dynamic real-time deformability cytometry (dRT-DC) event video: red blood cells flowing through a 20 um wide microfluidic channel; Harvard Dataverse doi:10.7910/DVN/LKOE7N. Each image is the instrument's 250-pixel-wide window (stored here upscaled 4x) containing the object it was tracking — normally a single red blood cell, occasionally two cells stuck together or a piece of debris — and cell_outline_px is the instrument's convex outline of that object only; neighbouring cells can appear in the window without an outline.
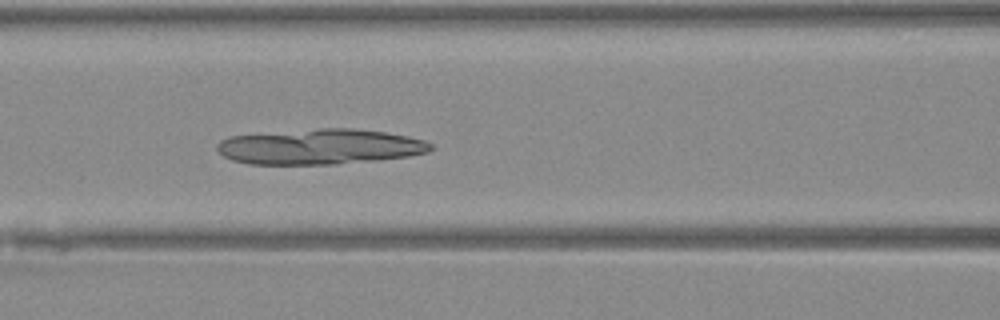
{"species": "Egyptian fruit bat (a non-hibernating species)", "species_latin": "Rousettus aegyptiacus", "temperature_condition": "warm", "stored_images_in_passage": 46, "segment_of_instrument_passage": [1, 2], "camera_frame_rate_fps": 3000, "um_per_image_px": 0.085, "animal": {"sex": "female"}, "frame": {"image": 1, "passage_image": 18, "time_ms": 5.667, "image_size_px": [1000, 320], "cell_outline_px": [[432, 148], [428, 152], [408, 156], [380, 160], [336, 164], [248, 164], [232, 160], [224, 156], [216, 148], [216, 144], [220, 140], [232, 136], [320, 128], [352, 128], [388, 132], [424, 140], [432, 144]], "centroid_in_image_um": [27.22, 12.47], "position_along_channel_um": 139.4, "area_um2": 43.99}}
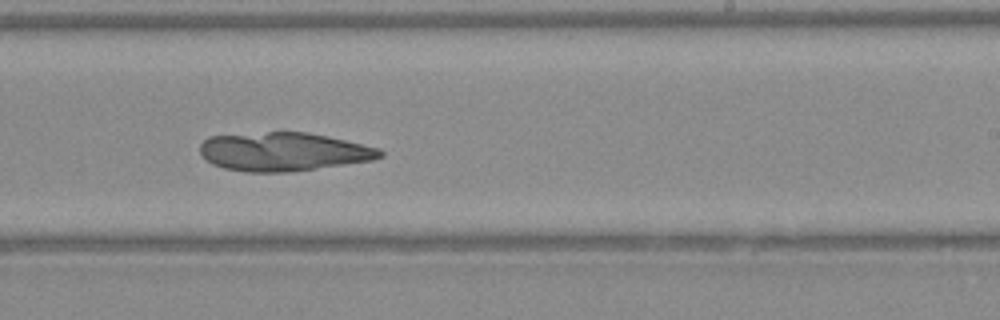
{"frame": {"image": 2, "passage_image": 27, "time_ms": 8.667, "image_size_px": [1000, 320], "cell_outline_px": [[384, 156], [372, 160], [288, 172], [244, 172], [224, 168], [212, 164], [204, 160], [200, 152], [200, 144], [208, 136], [268, 132], [308, 132], [328, 136], [380, 148], [384, 152]], "centroid_in_image_um": [24.07, 12.89], "position_along_channel_um": 264.9, "area_um2": 40.58}}
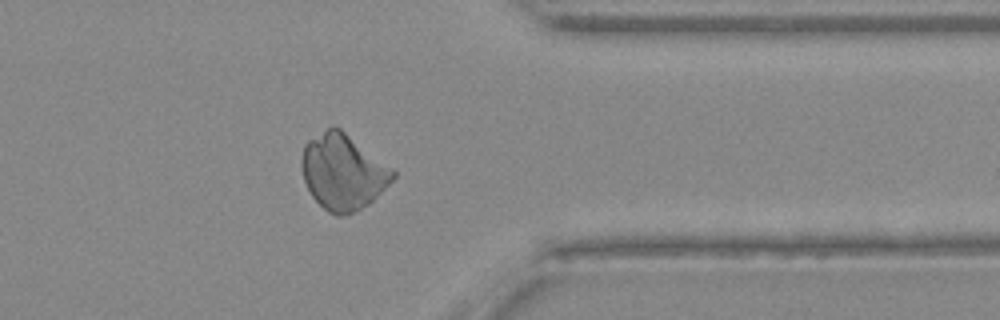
{"frame": {"image": 3, "passage_image": 36, "time_ms": 11.667, "image_size_px": [1000, 320], "cell_outline_px": [[396, 176], [368, 204], [348, 216], [336, 216], [328, 212], [312, 196], [304, 180], [300, 164], [300, 160], [304, 144], [308, 140], [332, 124], [340, 128], [392, 168], [396, 172]], "centroid_in_image_um": [29.11, 14.61], "position_along_channel_um": 382.3, "area_um2": 40.11}}